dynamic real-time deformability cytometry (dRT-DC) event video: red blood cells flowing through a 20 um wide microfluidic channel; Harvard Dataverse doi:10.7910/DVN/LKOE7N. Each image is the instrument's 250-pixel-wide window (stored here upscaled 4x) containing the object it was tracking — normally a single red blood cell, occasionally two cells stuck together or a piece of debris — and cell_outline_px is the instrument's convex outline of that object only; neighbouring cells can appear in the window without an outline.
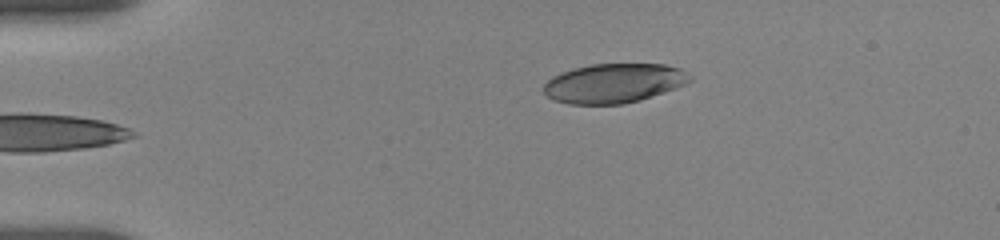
{"species": "human", "species_latin": "Homo sapiens", "temperature_condition": "room temperature", "stored_images_in_passage": 6, "camera_frame_rate_fps": 3000, "um_per_image_px": 0.085, "donor": {"sex": "female"}, "frame": {"image": 1, "passage_image": 6, "time_ms": 4.667, "image_size_px": [1000, 240], "cell_outline_px": [[692, 80], [676, 88], [640, 100], [624, 104], [568, 104], [556, 100], [548, 96], [544, 92], [544, 84], [552, 76], [576, 68], [592, 64], [664, 64], [680, 68], [692, 76]], "centroid_in_image_um": [52.21, 7.07], "position_along_channel_um": 32.8, "area_um2": 33.35}}